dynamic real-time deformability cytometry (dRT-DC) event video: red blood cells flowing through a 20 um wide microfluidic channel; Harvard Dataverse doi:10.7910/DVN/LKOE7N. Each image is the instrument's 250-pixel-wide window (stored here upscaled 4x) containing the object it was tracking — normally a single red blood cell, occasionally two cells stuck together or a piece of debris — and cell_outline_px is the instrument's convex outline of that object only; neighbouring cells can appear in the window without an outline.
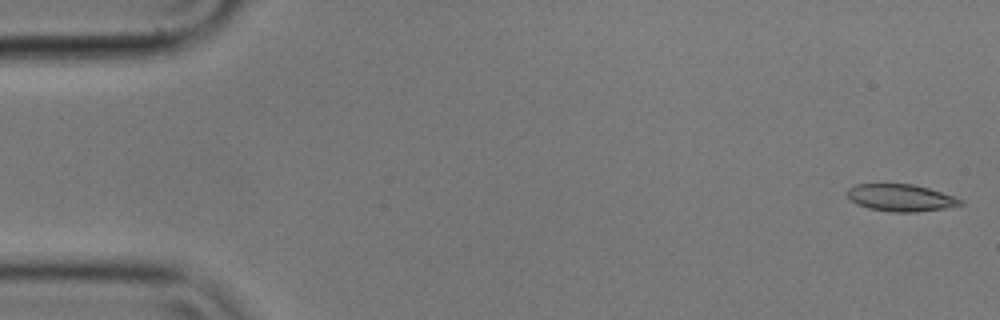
{"species": "common noctule bat (a hibernating species)", "species_latin": "Nyctalus noctula", "temperature_condition": "cold", "stored_images_in_passage": 56, "camera_frame_rate_fps": 3000, "um_per_image_px": 0.085, "animal": {"sex": "male", "body_mass_g": 17.9}, "frame": {"image": 1, "passage_image": 1, "time_ms": 0.0, "image_size_px": [1000, 320], "cell_outline_px": [[964, 204], [944, 208], [916, 212], [888, 212], [868, 208], [856, 204], [844, 192], [848, 188], [856, 184], [912, 184], [928, 188], [964, 200]], "centroid_in_image_um": [76.53, 16.81], "position_along_channel_um": 8.5, "area_um2": 17.86}}
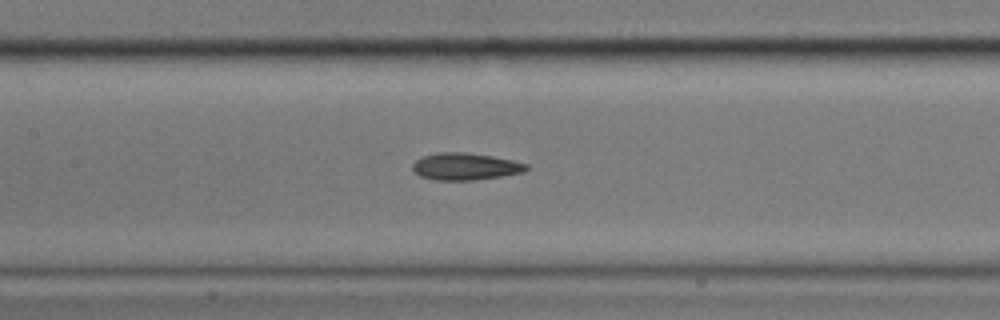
{"frame": {"image": 2, "passage_image": 25, "time_ms": 8.0, "image_size_px": [1000, 320], "cell_outline_px": [[528, 168], [524, 172], [476, 180], [436, 180], [420, 176], [412, 168], [412, 164], [416, 160], [424, 156], [440, 152], [464, 152], [492, 156], [512, 160], [528, 164]], "centroid_in_image_um": [39.56, 14.15], "position_along_channel_um": 167.8, "area_um2": 17.8}}
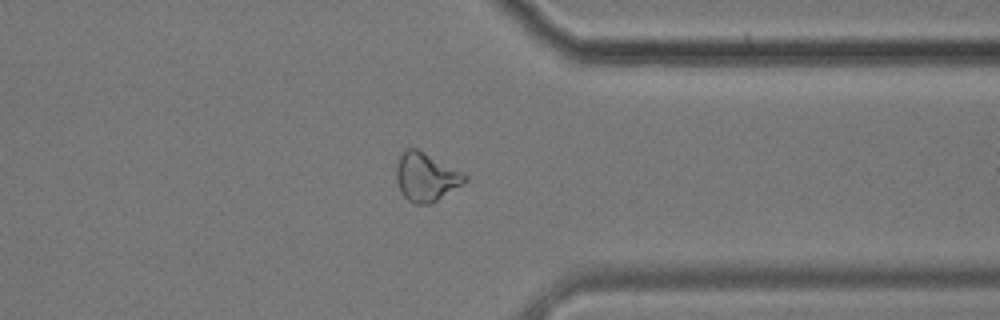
{"frame": {"image": 3, "passage_image": 43, "time_ms": 14.0, "image_size_px": [1000, 320], "cell_outline_px": [[468, 180], [436, 200], [428, 204], [412, 204], [400, 192], [396, 180], [396, 164], [404, 148], [416, 148], [464, 172], [468, 176]], "centroid_in_image_um": [36.19, 15.03], "position_along_channel_um": 375.2, "area_um2": 19.36}, "authors_computed_cell_mechanics": {"area_um2": 18.4382, "velocity_mm_per_s": 3.5422, "shape_relaxation_time_tau1_ms": 3.7498, "shape_relaxation_time_tau2_ms": 6.3365, "deformation_change_tau1": 0.1109, "deformation_change_tau2": 0.1085}}